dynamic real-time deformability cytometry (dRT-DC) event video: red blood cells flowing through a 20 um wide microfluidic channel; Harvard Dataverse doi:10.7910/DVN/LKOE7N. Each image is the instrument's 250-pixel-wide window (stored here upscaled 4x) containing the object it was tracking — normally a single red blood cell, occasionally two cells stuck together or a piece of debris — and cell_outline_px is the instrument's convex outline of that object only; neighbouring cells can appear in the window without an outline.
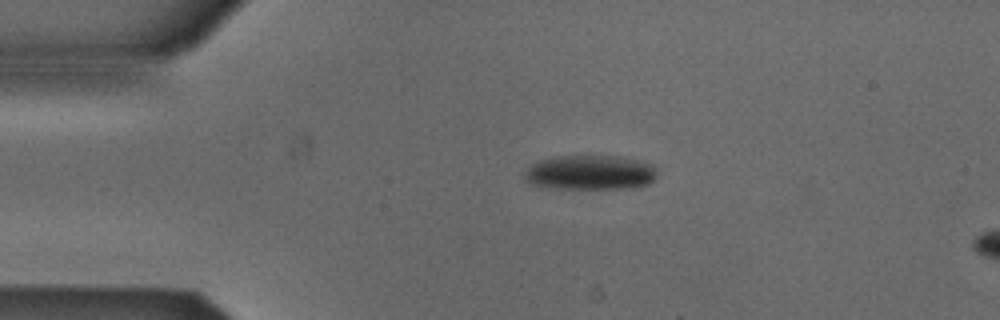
{"species": "Egyptian fruit bat (a non-hibernating species)", "species_latin": "Rousettus aegyptiacus", "temperature_condition": "cold", "stored_images_in_passage": 5, "segment_of_instrument_passage": [1, 2], "camera_frame_rate_fps": 3000, "um_per_image_px": 0.085, "animal": {"sex": "male"}, "frame": {"image": 1, "passage_image": 3, "time_ms": 0.667, "image_size_px": [1000, 320], "cell_outline_px": [[656, 176], [648, 184], [632, 188], [560, 188], [532, 184], [524, 180], [524, 172], [532, 164], [540, 160], [556, 156], [620, 156], [652, 164], [656, 172]], "centroid_in_image_um": [50.16, 14.66], "position_along_channel_um": 34.8, "area_um2": 26.53}}